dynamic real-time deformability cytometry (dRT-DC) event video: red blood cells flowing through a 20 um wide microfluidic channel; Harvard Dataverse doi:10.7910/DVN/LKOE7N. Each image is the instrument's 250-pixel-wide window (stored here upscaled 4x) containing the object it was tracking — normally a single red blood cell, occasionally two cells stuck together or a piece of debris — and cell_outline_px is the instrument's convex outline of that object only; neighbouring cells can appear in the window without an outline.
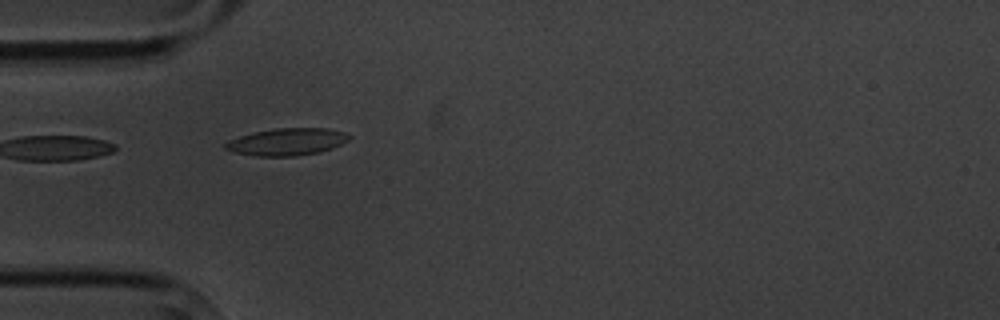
{"species": "common noctule bat (a hibernating species)", "species_latin": "Nyctalus noctula", "temperature_condition": "cold", "stored_images_in_passage": 7, "camera_frame_rate_fps": 3000, "um_per_image_px": 0.085, "animal": {"sex": "male", "body_mass_g": 20.1, "forearm_length_mm": 53.5}, "frame": {"image": 1, "passage_image": 5, "time_ms": 5.333, "image_size_px": [1000, 320], "cell_outline_px": [[352, 136], [348, 140], [332, 148], [320, 152], [296, 156], [256, 156], [236, 152], [224, 148], [224, 144], [228, 140], [252, 132], [276, 128], [328, 128], [344, 132]], "centroid_in_image_um": [24.4, 12.05], "position_along_channel_um": 60.6, "area_um2": 19.59}}
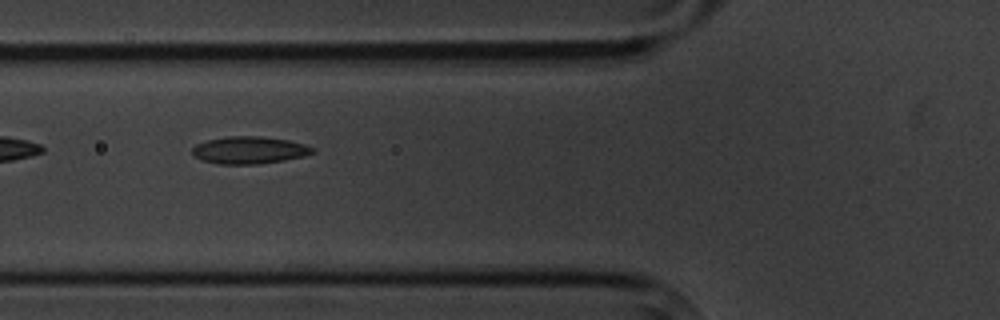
{"frame": {"image": 2, "passage_image": 6, "time_ms": 6.667, "image_size_px": [1000, 320], "cell_outline_px": [[316, 152], [304, 156], [284, 160], [256, 164], [220, 164], [200, 160], [192, 156], [192, 148], [196, 144], [208, 140], [228, 136], [260, 136], [288, 140], [304, 144], [316, 148]], "centroid_in_image_um": [21.19, 12.76], "position_along_channel_um": 104.6, "area_um2": 19.25}}